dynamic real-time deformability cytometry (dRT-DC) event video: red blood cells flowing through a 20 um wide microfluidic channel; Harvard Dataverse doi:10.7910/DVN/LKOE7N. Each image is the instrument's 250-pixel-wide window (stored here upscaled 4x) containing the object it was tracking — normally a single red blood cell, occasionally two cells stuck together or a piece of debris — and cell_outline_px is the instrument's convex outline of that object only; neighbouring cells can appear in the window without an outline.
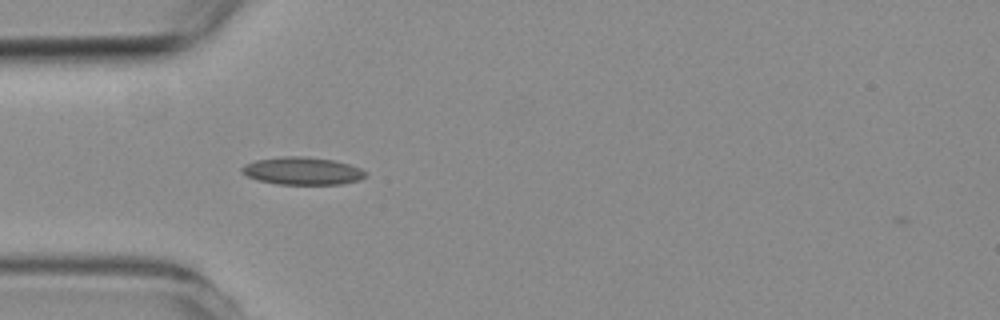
{"species": "common noctule bat (a hibernating species)", "species_latin": "Nyctalus noctula", "temperature_condition": "room temperature", "stored_images_in_passage": 3, "camera_frame_rate_fps": 3000, "um_per_image_px": 0.085, "animal": {"sex": "female", "body_mass_g": 19.3, "forearm_length_mm": 54.1}, "frame": {"image": 1, "passage_image": 3, "time_ms": 2.333, "image_size_px": [1000, 320], "cell_outline_px": [[368, 172], [360, 180], [340, 184], [276, 184], [256, 180], [240, 172], [240, 168], [244, 164], [256, 160], [284, 156], [304, 156], [336, 160], [360, 168]], "centroid_in_image_um": [25.68, 14.52], "position_along_channel_um": 59.3, "area_um2": 20.06}}